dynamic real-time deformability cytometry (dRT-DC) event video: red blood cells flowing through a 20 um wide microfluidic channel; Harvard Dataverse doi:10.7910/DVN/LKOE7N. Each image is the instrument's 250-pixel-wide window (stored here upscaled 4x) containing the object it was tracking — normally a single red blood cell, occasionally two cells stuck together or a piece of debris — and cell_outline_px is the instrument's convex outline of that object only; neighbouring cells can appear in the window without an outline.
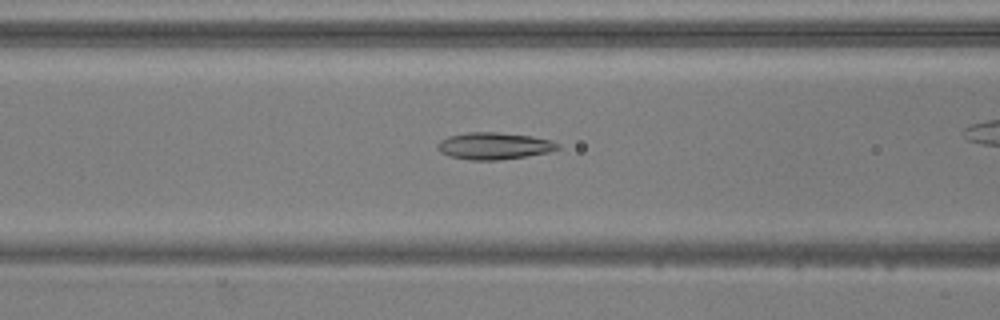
{"species": "common noctule bat (a hibernating species)", "species_latin": "Nyctalus noctula", "temperature_condition": "warm", "stored_images_in_passage": 43, "camera_frame_rate_fps": 3000, "um_per_image_px": 0.085, "animal": {"sex": "male", "body_mass_g": 20.5, "forearm_length_mm": 52.5}, "frame": {"image": 1, "passage_image": 22, "time_ms": 7.0, "image_size_px": [1000, 320], "cell_outline_px": [[560, 148], [548, 152], [528, 156], [500, 160], [468, 160], [452, 156], [440, 152], [436, 148], [436, 144], [440, 140], [448, 136], [468, 132], [496, 132], [532, 136], [552, 140], [560, 144]], "centroid_in_image_um": [42.0, 12.4], "position_along_channel_um": 124.6, "area_um2": 19.02}}
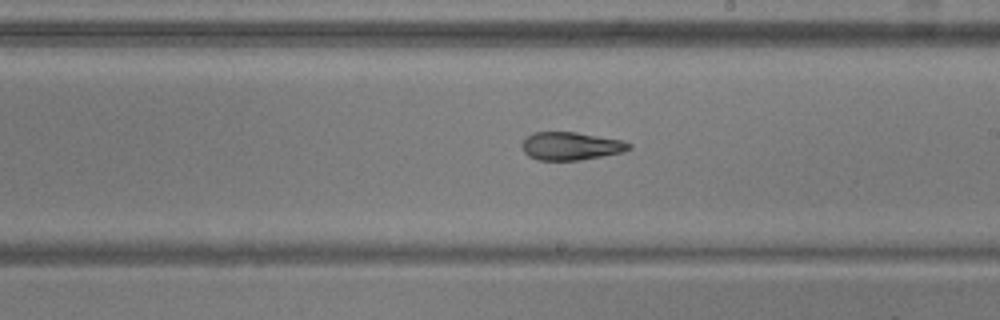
{"frame": {"image": 2, "passage_image": 31, "time_ms": 10.0, "image_size_px": [1000, 320], "cell_outline_px": [[632, 148], [624, 152], [604, 156], [580, 160], [536, 160], [528, 156], [524, 152], [520, 144], [532, 132], [576, 132], [620, 140], [632, 144]], "centroid_in_image_um": [48.51, 12.42], "position_along_channel_um": 240.5, "area_um2": 17.57}}
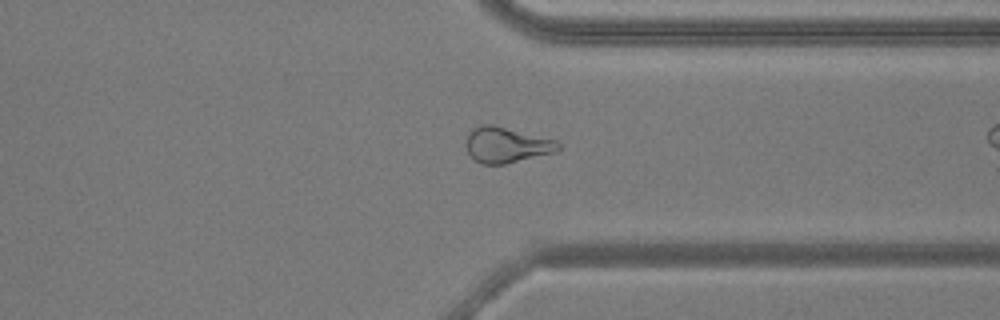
{"frame": {"image": 3, "passage_image": 41, "time_ms": 13.333, "image_size_px": [1000, 320], "cell_outline_px": [[560, 148], [556, 152], [504, 164], [480, 164], [468, 152], [464, 144], [468, 132], [472, 128], [480, 124], [492, 124], [556, 140], [560, 144]], "centroid_in_image_um": [43.01, 12.31], "position_along_channel_um": 368.4, "area_um2": 19.19}}